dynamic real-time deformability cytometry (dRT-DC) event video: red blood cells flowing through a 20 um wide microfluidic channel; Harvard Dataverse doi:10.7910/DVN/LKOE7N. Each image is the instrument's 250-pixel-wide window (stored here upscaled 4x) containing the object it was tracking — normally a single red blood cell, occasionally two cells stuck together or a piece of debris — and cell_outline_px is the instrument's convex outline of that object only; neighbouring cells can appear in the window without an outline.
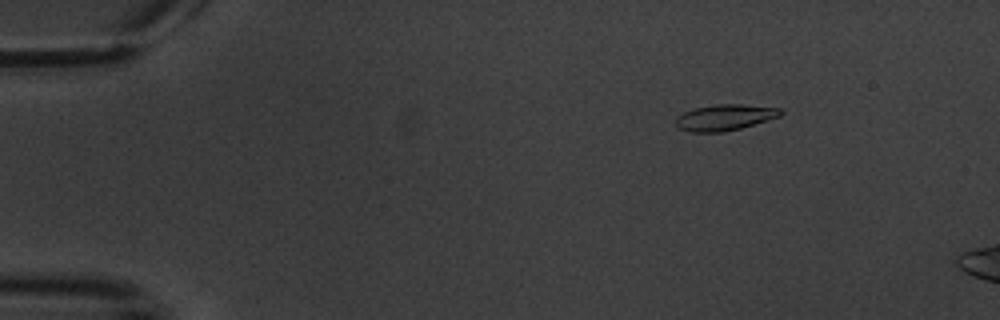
{"species": "common noctule bat (a hibernating species)", "species_latin": "Nyctalus noctula", "temperature_condition": "warm", "stored_images_in_passage": 4, "camera_frame_rate_fps": 3000, "um_per_image_px": 0.085, "animal": {"sex": "male", "body_mass_g": 20.1, "forearm_length_mm": 53.5}, "frame": {"image": 1, "passage_image": 1, "time_ms": 0.0, "image_size_px": [1000, 320], "cell_outline_px": [[784, 112], [780, 116], [740, 128], [724, 132], [688, 132], [676, 128], [676, 116], [684, 112], [696, 108], [716, 104], [740, 104], [780, 108]], "centroid_in_image_um": [61.57, 9.99], "position_along_channel_um": 23.4, "area_um2": 15.9}}